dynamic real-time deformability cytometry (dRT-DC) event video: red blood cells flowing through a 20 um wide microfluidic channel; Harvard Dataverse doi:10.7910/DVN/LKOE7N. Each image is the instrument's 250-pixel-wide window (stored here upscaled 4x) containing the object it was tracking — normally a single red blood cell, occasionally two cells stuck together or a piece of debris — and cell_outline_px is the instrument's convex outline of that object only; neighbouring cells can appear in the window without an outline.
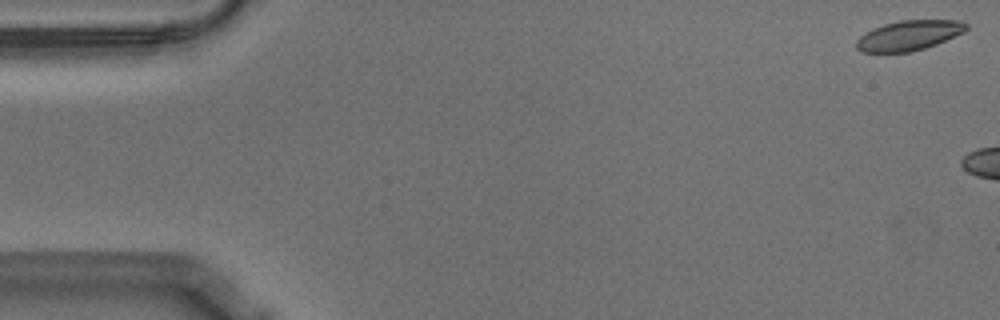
{"species": "Egyptian fruit bat (a non-hibernating species)", "species_latin": "Rousettus aegyptiacus", "temperature_condition": "warm", "stored_images_in_passage": 5, "camera_frame_rate_fps": 3000, "um_per_image_px": 0.085, "animal": {"sex": "male"}, "frame": {"image": 1, "passage_image": 1, "time_ms": 0.0, "image_size_px": [1000, 320], "cell_outline_px": [[968, 28], [964, 32], [936, 44], [924, 48], [908, 52], [860, 52], [856, 48], [856, 40], [860, 36], [872, 28], [884, 24], [900, 20], [960, 20], [968, 24]], "centroid_in_image_um": [77.25, 3.0], "position_along_channel_um": 7.8, "area_um2": 19.19}}